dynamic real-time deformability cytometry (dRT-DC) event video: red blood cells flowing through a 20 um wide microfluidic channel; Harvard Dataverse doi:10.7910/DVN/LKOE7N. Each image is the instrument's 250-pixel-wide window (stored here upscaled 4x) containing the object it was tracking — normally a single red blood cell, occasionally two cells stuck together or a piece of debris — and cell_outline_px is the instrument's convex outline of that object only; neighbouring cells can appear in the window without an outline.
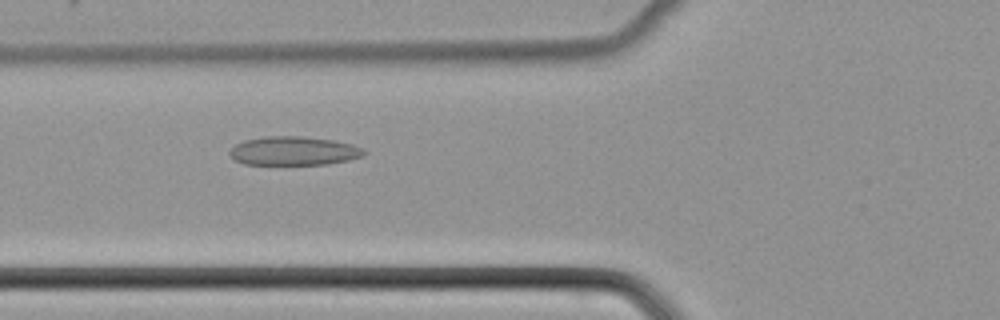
{"species": "common noctule bat (a hibernating species)", "species_latin": "Nyctalus noctula", "temperature_condition": "cold", "stored_images_in_passage": 51, "camera_frame_rate_fps": 3000, "um_per_image_px": 0.085, "animal": {"sex": "female", "body_mass_g": 22.7, "forearm_length_mm": 54.2}, "frame": {"image": 1, "passage_image": 20, "time_ms": 6.333, "image_size_px": [1000, 320], "cell_outline_px": [[368, 152], [364, 156], [348, 160], [328, 164], [244, 164], [228, 156], [228, 152], [236, 144], [244, 140], [264, 136], [300, 136], [336, 140], [352, 144], [364, 148]], "centroid_in_image_um": [25.0, 12.82], "position_along_channel_um": 100.8, "area_um2": 22.77}}
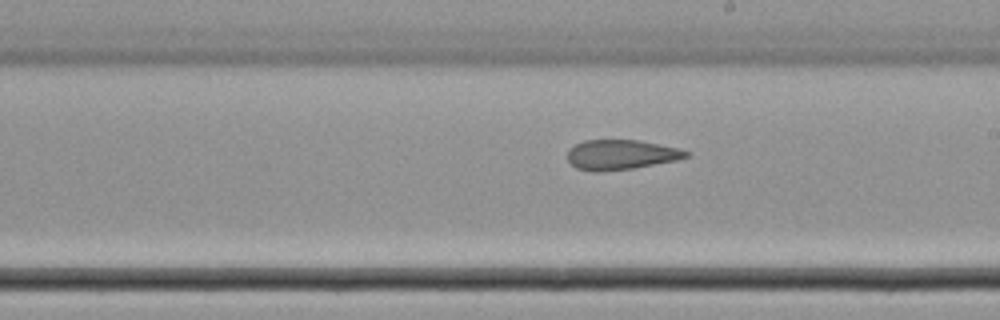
{"frame": {"image": 2, "passage_image": 30, "time_ms": 9.667, "image_size_px": [1000, 320], "cell_outline_px": [[692, 152], [688, 156], [676, 160], [632, 168], [600, 172], [592, 172], [576, 168], [568, 160], [568, 148], [584, 140], [640, 140], [680, 148]], "centroid_in_image_um": [52.78, 13.14], "position_along_channel_um": 236.2, "area_um2": 20.75}}
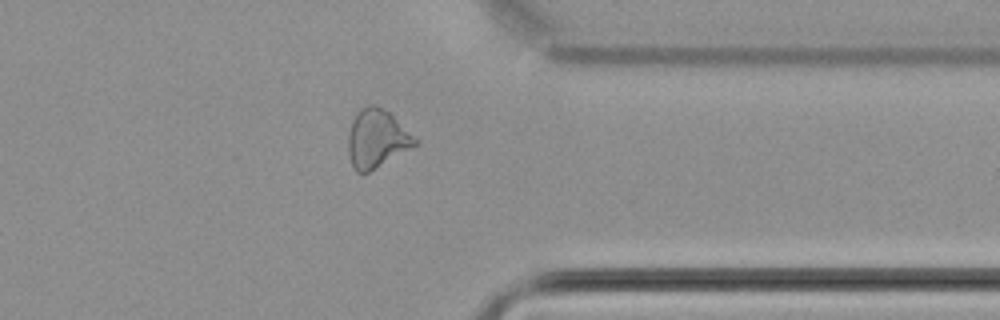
{"frame": {"image": 3, "passage_image": 41, "time_ms": 13.333, "image_size_px": [1000, 320], "cell_outline_px": [[420, 144], [368, 172], [356, 172], [352, 164], [348, 152], [348, 136], [356, 112], [360, 108], [368, 104], [372, 104], [388, 112], [420, 140]], "centroid_in_image_um": [32.06, 11.79], "position_along_channel_um": 379.3, "area_um2": 22.6}}